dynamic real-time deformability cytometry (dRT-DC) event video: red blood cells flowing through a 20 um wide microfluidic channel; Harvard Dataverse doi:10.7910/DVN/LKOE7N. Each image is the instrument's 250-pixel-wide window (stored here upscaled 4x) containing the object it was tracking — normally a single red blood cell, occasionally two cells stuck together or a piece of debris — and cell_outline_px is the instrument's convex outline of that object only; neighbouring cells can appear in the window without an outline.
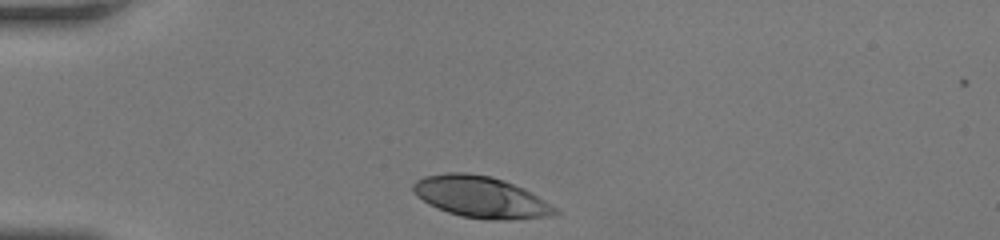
{"species": "human", "species_latin": "Homo sapiens", "temperature_condition": "room temperature", "stored_images_in_passage": 29, "camera_frame_rate_fps": 3000, "um_per_image_px": 0.085, "donor": {"sex": "female"}, "frame": {"image": 1, "passage_image": 1, "time_ms": 0.0, "image_size_px": [1000, 240], "cell_outline_px": [[560, 212], [552, 216], [512, 220], [488, 220], [460, 216], [436, 208], [428, 204], [416, 196], [412, 192], [412, 184], [416, 180], [424, 176], [448, 172], [468, 172], [492, 176], [504, 180], [524, 188], [544, 200], [556, 208]], "centroid_in_image_um": [40.85, 16.75], "position_along_channel_um": 44.2, "area_um2": 34.68}}
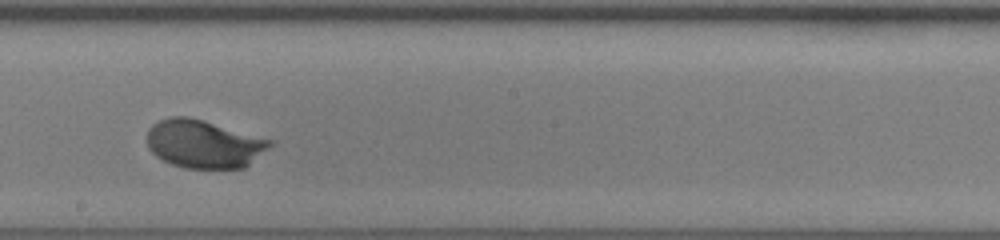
{"frame": {"image": 2, "passage_image": 17, "time_ms": 5.333, "image_size_px": [1000, 240], "cell_outline_px": [[272, 144], [268, 148], [244, 168], [184, 168], [172, 164], [156, 156], [148, 148], [148, 128], [152, 124], [160, 120], [172, 116], [188, 116], [272, 140]], "centroid_in_image_um": [17.29, 12.23], "position_along_channel_um": 230.9, "area_um2": 34.1}}
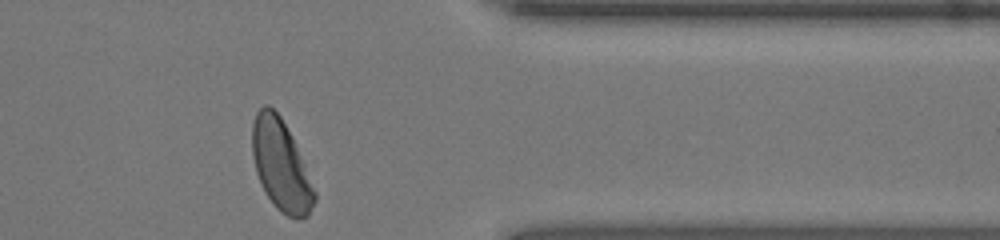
{"frame": {"image": 3, "passage_image": 29, "time_ms": 9.333, "image_size_px": [1000, 240], "cell_outline_px": [[316, 200], [308, 216], [288, 216], [280, 212], [276, 208], [268, 196], [256, 172], [252, 156], [252, 124], [256, 112], [264, 104], [268, 104], [280, 116], [296, 148], [316, 192]], "centroid_in_image_um": [23.85, 14.04], "position_along_channel_um": 387.6, "area_um2": 32.02}, "authors_computed_cell_mechanics": {"area_um2": 34.2754, "velocity_mm_per_s": 4.1696, "shape_relaxation_time_tau1_ms": 2.3774, "shape_relaxation_time_tau2_ms": null, "deformation_change_tau1": 0.1826, "deformation_change_tau2": null}}